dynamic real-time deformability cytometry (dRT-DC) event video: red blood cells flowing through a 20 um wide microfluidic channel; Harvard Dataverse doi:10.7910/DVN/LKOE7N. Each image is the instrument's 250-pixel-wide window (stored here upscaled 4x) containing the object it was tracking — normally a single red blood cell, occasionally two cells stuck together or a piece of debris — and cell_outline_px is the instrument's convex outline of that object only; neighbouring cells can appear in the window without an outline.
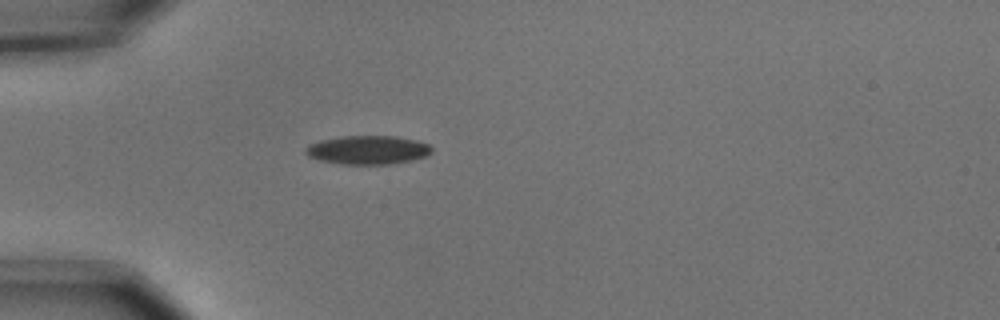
{"species": "common noctule bat (a hibernating species)", "species_latin": "Nyctalus noctula", "temperature_condition": "cold", "stored_images_in_passage": 1, "camera_frame_rate_fps": 3000, "um_per_image_px": 0.085, "animal": {"sex": "male", "body_mass_g": 15.6}, "frame": {"image": 1, "passage_image": 1, "time_ms": 0.0, "image_size_px": [1000, 320], "cell_outline_px": [[432, 152], [428, 156], [412, 160], [392, 164], [344, 164], [316, 160], [308, 156], [304, 152], [304, 148], [308, 144], [320, 140], [340, 136], [396, 136], [416, 140], [428, 144], [432, 148]], "centroid_in_image_um": [31.24, 12.74], "position_along_channel_um": 53.8, "area_um2": 21.39}}